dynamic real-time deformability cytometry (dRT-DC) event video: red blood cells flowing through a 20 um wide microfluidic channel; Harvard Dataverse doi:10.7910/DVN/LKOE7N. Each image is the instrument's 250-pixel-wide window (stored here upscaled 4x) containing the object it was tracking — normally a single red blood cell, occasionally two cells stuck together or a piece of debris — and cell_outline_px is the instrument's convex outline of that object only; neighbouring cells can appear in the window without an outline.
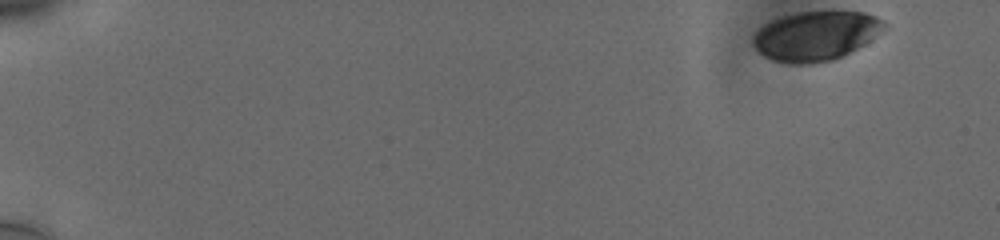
{"species": "human", "species_latin": "Homo sapiens", "temperature_condition": "cold", "stored_images_in_passage": 54, "camera_frame_rate_fps": 3000, "um_per_image_px": 0.085, "donor": {"sex": "male"}, "frame": {"image": 1, "passage_image": 1, "time_ms": 0.0, "image_size_px": [1000, 240], "cell_outline_px": [[872, 20], [856, 44], [852, 48], [836, 56], [820, 60], [780, 60], [768, 56], [756, 44], [756, 36], [768, 24], [792, 16], [808, 12], [860, 12], [868, 16]], "centroid_in_image_um": [69.08, 3.01], "position_along_channel_um": 15.9, "area_um2": 30.92}}
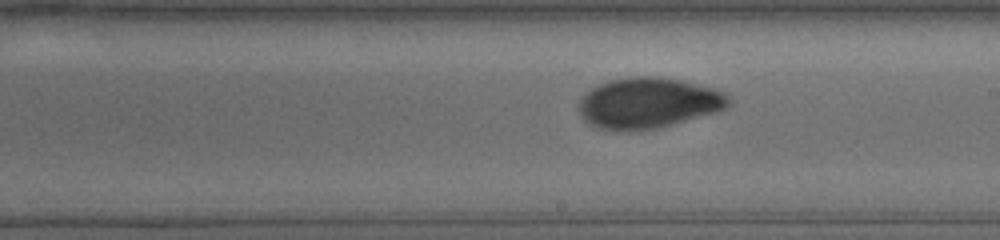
{"frame": {"image": 2, "passage_image": 32, "time_ms": 10.333, "image_size_px": [1000, 240], "cell_outline_px": [[724, 100], [716, 108], [652, 124], [604, 124], [596, 120], [584, 108], [588, 96], [592, 92], [608, 84], [628, 80], [660, 80], [680, 84], [712, 92], [720, 96]], "centroid_in_image_um": [55.06, 8.67], "position_along_channel_um": 233.9, "area_um2": 32.95}}
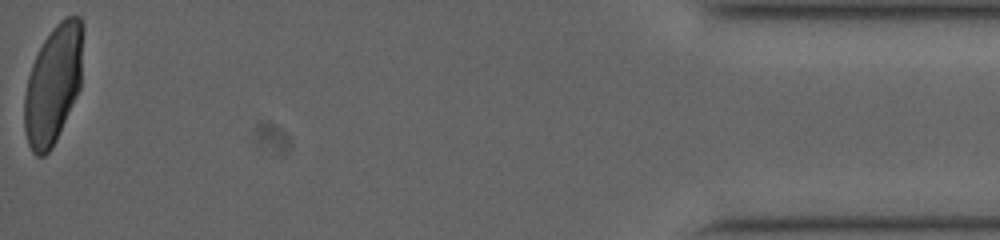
{"frame": {"image": 3, "passage_image": 54, "time_ms": 17.667, "image_size_px": [1000, 240], "cell_outline_px": [[80, 84], [60, 128], [48, 152], [40, 156], [32, 148], [28, 140], [24, 120], [24, 104], [28, 80], [36, 56], [40, 48], [48, 36], [64, 20], [72, 16], [76, 16], [80, 20]], "centroid_in_image_um": [4.48, 7.2], "position_along_channel_um": 430.7, "area_um2": 37.28}, "authors_computed_cell_mechanics": {"area_um2": 33.8997, "velocity_mm_per_s": 3.7626, "shape_relaxation_time_tau1_ms": 5.977, "shape_relaxation_time_tau2_ms": 1.0379, "deformation_change_tau1": 0.2013, "deformation_change_tau2": 0.0485}}